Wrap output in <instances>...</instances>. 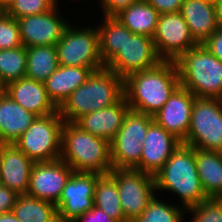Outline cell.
<instances>
[{"label": "cell", "mask_w": 222, "mask_h": 222, "mask_svg": "<svg viewBox=\"0 0 222 222\" xmlns=\"http://www.w3.org/2000/svg\"><path fill=\"white\" fill-rule=\"evenodd\" d=\"M138 0H97L102 16L115 17Z\"/></svg>", "instance_id": "e575fe53"}, {"label": "cell", "mask_w": 222, "mask_h": 222, "mask_svg": "<svg viewBox=\"0 0 222 222\" xmlns=\"http://www.w3.org/2000/svg\"><path fill=\"white\" fill-rule=\"evenodd\" d=\"M124 96V79L106 67L93 71L58 109L65 122L117 103Z\"/></svg>", "instance_id": "3957f363"}, {"label": "cell", "mask_w": 222, "mask_h": 222, "mask_svg": "<svg viewBox=\"0 0 222 222\" xmlns=\"http://www.w3.org/2000/svg\"><path fill=\"white\" fill-rule=\"evenodd\" d=\"M5 93V84L2 82L0 78V95Z\"/></svg>", "instance_id": "7bdbcfd3"}, {"label": "cell", "mask_w": 222, "mask_h": 222, "mask_svg": "<svg viewBox=\"0 0 222 222\" xmlns=\"http://www.w3.org/2000/svg\"><path fill=\"white\" fill-rule=\"evenodd\" d=\"M159 197L160 195L158 197L156 195L144 212L133 222H184L187 220L186 209L179 204H174L175 202L164 201L163 197L160 199Z\"/></svg>", "instance_id": "f546056e"}, {"label": "cell", "mask_w": 222, "mask_h": 222, "mask_svg": "<svg viewBox=\"0 0 222 222\" xmlns=\"http://www.w3.org/2000/svg\"><path fill=\"white\" fill-rule=\"evenodd\" d=\"M97 25L99 52L104 66L123 48L125 43V25L116 17L103 16Z\"/></svg>", "instance_id": "4316f807"}, {"label": "cell", "mask_w": 222, "mask_h": 222, "mask_svg": "<svg viewBox=\"0 0 222 222\" xmlns=\"http://www.w3.org/2000/svg\"><path fill=\"white\" fill-rule=\"evenodd\" d=\"M22 46L17 19L6 12L0 17V50Z\"/></svg>", "instance_id": "836d02e7"}, {"label": "cell", "mask_w": 222, "mask_h": 222, "mask_svg": "<svg viewBox=\"0 0 222 222\" xmlns=\"http://www.w3.org/2000/svg\"><path fill=\"white\" fill-rule=\"evenodd\" d=\"M125 218L133 222L156 196L155 178L135 169H112Z\"/></svg>", "instance_id": "30bf717a"}, {"label": "cell", "mask_w": 222, "mask_h": 222, "mask_svg": "<svg viewBox=\"0 0 222 222\" xmlns=\"http://www.w3.org/2000/svg\"><path fill=\"white\" fill-rule=\"evenodd\" d=\"M37 116L6 93L0 95V144H14Z\"/></svg>", "instance_id": "603a6c76"}, {"label": "cell", "mask_w": 222, "mask_h": 222, "mask_svg": "<svg viewBox=\"0 0 222 222\" xmlns=\"http://www.w3.org/2000/svg\"><path fill=\"white\" fill-rule=\"evenodd\" d=\"M159 14L179 12L184 0H146Z\"/></svg>", "instance_id": "8d00e7d4"}, {"label": "cell", "mask_w": 222, "mask_h": 222, "mask_svg": "<svg viewBox=\"0 0 222 222\" xmlns=\"http://www.w3.org/2000/svg\"><path fill=\"white\" fill-rule=\"evenodd\" d=\"M100 176L94 172H73L56 204L59 222H72L94 207L95 187Z\"/></svg>", "instance_id": "4fadbf2b"}, {"label": "cell", "mask_w": 222, "mask_h": 222, "mask_svg": "<svg viewBox=\"0 0 222 222\" xmlns=\"http://www.w3.org/2000/svg\"><path fill=\"white\" fill-rule=\"evenodd\" d=\"M153 116L129 109L122 126L110 142L113 169H135L141 160L142 143Z\"/></svg>", "instance_id": "9c48e42d"}, {"label": "cell", "mask_w": 222, "mask_h": 222, "mask_svg": "<svg viewBox=\"0 0 222 222\" xmlns=\"http://www.w3.org/2000/svg\"><path fill=\"white\" fill-rule=\"evenodd\" d=\"M17 198L18 194L15 191L0 186V214L12 211Z\"/></svg>", "instance_id": "74e56055"}, {"label": "cell", "mask_w": 222, "mask_h": 222, "mask_svg": "<svg viewBox=\"0 0 222 222\" xmlns=\"http://www.w3.org/2000/svg\"><path fill=\"white\" fill-rule=\"evenodd\" d=\"M4 12L5 10L0 6V17L3 15Z\"/></svg>", "instance_id": "f6af8a7d"}, {"label": "cell", "mask_w": 222, "mask_h": 222, "mask_svg": "<svg viewBox=\"0 0 222 222\" xmlns=\"http://www.w3.org/2000/svg\"><path fill=\"white\" fill-rule=\"evenodd\" d=\"M58 66L56 45L27 48L26 78L44 82Z\"/></svg>", "instance_id": "83f0119b"}, {"label": "cell", "mask_w": 222, "mask_h": 222, "mask_svg": "<svg viewBox=\"0 0 222 222\" xmlns=\"http://www.w3.org/2000/svg\"><path fill=\"white\" fill-rule=\"evenodd\" d=\"M152 39L159 57L164 61H176L198 45L180 12L160 14Z\"/></svg>", "instance_id": "7c38bea8"}, {"label": "cell", "mask_w": 222, "mask_h": 222, "mask_svg": "<svg viewBox=\"0 0 222 222\" xmlns=\"http://www.w3.org/2000/svg\"><path fill=\"white\" fill-rule=\"evenodd\" d=\"M180 86L175 61L162 60L155 67L124 79V96L130 109L155 115Z\"/></svg>", "instance_id": "6da1fadb"}, {"label": "cell", "mask_w": 222, "mask_h": 222, "mask_svg": "<svg viewBox=\"0 0 222 222\" xmlns=\"http://www.w3.org/2000/svg\"><path fill=\"white\" fill-rule=\"evenodd\" d=\"M179 12L198 44H203L217 30V3L184 0Z\"/></svg>", "instance_id": "44dd1931"}, {"label": "cell", "mask_w": 222, "mask_h": 222, "mask_svg": "<svg viewBox=\"0 0 222 222\" xmlns=\"http://www.w3.org/2000/svg\"><path fill=\"white\" fill-rule=\"evenodd\" d=\"M34 162L15 144H0V180L17 194H27Z\"/></svg>", "instance_id": "ac0fdd59"}, {"label": "cell", "mask_w": 222, "mask_h": 222, "mask_svg": "<svg viewBox=\"0 0 222 222\" xmlns=\"http://www.w3.org/2000/svg\"><path fill=\"white\" fill-rule=\"evenodd\" d=\"M161 61L151 37L134 34L125 26L123 48L105 67L125 79L132 73L151 69Z\"/></svg>", "instance_id": "8fae6325"}, {"label": "cell", "mask_w": 222, "mask_h": 222, "mask_svg": "<svg viewBox=\"0 0 222 222\" xmlns=\"http://www.w3.org/2000/svg\"><path fill=\"white\" fill-rule=\"evenodd\" d=\"M175 63L181 87L198 98L222 99V62L203 44L186 51Z\"/></svg>", "instance_id": "5b68a950"}, {"label": "cell", "mask_w": 222, "mask_h": 222, "mask_svg": "<svg viewBox=\"0 0 222 222\" xmlns=\"http://www.w3.org/2000/svg\"><path fill=\"white\" fill-rule=\"evenodd\" d=\"M73 172V169L61 159L34 162L27 194L56 205Z\"/></svg>", "instance_id": "9a60e30c"}, {"label": "cell", "mask_w": 222, "mask_h": 222, "mask_svg": "<svg viewBox=\"0 0 222 222\" xmlns=\"http://www.w3.org/2000/svg\"><path fill=\"white\" fill-rule=\"evenodd\" d=\"M217 29L222 31V0L217 2Z\"/></svg>", "instance_id": "60d3db41"}, {"label": "cell", "mask_w": 222, "mask_h": 222, "mask_svg": "<svg viewBox=\"0 0 222 222\" xmlns=\"http://www.w3.org/2000/svg\"><path fill=\"white\" fill-rule=\"evenodd\" d=\"M60 0H15L5 11L15 19L41 14L53 9Z\"/></svg>", "instance_id": "d6a6232c"}, {"label": "cell", "mask_w": 222, "mask_h": 222, "mask_svg": "<svg viewBox=\"0 0 222 222\" xmlns=\"http://www.w3.org/2000/svg\"><path fill=\"white\" fill-rule=\"evenodd\" d=\"M192 216L190 222H222V198H207L200 204L186 209Z\"/></svg>", "instance_id": "1f68e13d"}, {"label": "cell", "mask_w": 222, "mask_h": 222, "mask_svg": "<svg viewBox=\"0 0 222 222\" xmlns=\"http://www.w3.org/2000/svg\"><path fill=\"white\" fill-rule=\"evenodd\" d=\"M5 93L37 117L47 116L58 111V108L48 97L44 82L25 77L7 84Z\"/></svg>", "instance_id": "d6986e66"}, {"label": "cell", "mask_w": 222, "mask_h": 222, "mask_svg": "<svg viewBox=\"0 0 222 222\" xmlns=\"http://www.w3.org/2000/svg\"><path fill=\"white\" fill-rule=\"evenodd\" d=\"M60 3L44 13L17 19L23 46L28 48L56 45L61 39L64 29L70 23L67 15L65 17L60 14Z\"/></svg>", "instance_id": "5bb4252c"}, {"label": "cell", "mask_w": 222, "mask_h": 222, "mask_svg": "<svg viewBox=\"0 0 222 222\" xmlns=\"http://www.w3.org/2000/svg\"><path fill=\"white\" fill-rule=\"evenodd\" d=\"M195 96L179 86L163 107L153 115L154 121L183 142L189 131Z\"/></svg>", "instance_id": "e0dca14e"}, {"label": "cell", "mask_w": 222, "mask_h": 222, "mask_svg": "<svg viewBox=\"0 0 222 222\" xmlns=\"http://www.w3.org/2000/svg\"><path fill=\"white\" fill-rule=\"evenodd\" d=\"M203 45L222 62V31L217 29Z\"/></svg>", "instance_id": "f35d334b"}, {"label": "cell", "mask_w": 222, "mask_h": 222, "mask_svg": "<svg viewBox=\"0 0 222 222\" xmlns=\"http://www.w3.org/2000/svg\"><path fill=\"white\" fill-rule=\"evenodd\" d=\"M15 0H0V6L6 11Z\"/></svg>", "instance_id": "b9f144b4"}, {"label": "cell", "mask_w": 222, "mask_h": 222, "mask_svg": "<svg viewBox=\"0 0 222 222\" xmlns=\"http://www.w3.org/2000/svg\"><path fill=\"white\" fill-rule=\"evenodd\" d=\"M12 213L21 222H59L55 204L28 194H18Z\"/></svg>", "instance_id": "484cf974"}, {"label": "cell", "mask_w": 222, "mask_h": 222, "mask_svg": "<svg viewBox=\"0 0 222 222\" xmlns=\"http://www.w3.org/2000/svg\"><path fill=\"white\" fill-rule=\"evenodd\" d=\"M198 176L209 198L222 197V152L194 148Z\"/></svg>", "instance_id": "cb8c5ba5"}, {"label": "cell", "mask_w": 222, "mask_h": 222, "mask_svg": "<svg viewBox=\"0 0 222 222\" xmlns=\"http://www.w3.org/2000/svg\"><path fill=\"white\" fill-rule=\"evenodd\" d=\"M155 186L159 192H169L180 201L184 209L209 198L201 185L197 172L194 148L181 143L156 174ZM173 192V193H172Z\"/></svg>", "instance_id": "7a4b0ae2"}, {"label": "cell", "mask_w": 222, "mask_h": 222, "mask_svg": "<svg viewBox=\"0 0 222 222\" xmlns=\"http://www.w3.org/2000/svg\"><path fill=\"white\" fill-rule=\"evenodd\" d=\"M64 122L59 110L47 116L36 117L14 144L33 162L58 160Z\"/></svg>", "instance_id": "8992f818"}, {"label": "cell", "mask_w": 222, "mask_h": 222, "mask_svg": "<svg viewBox=\"0 0 222 222\" xmlns=\"http://www.w3.org/2000/svg\"><path fill=\"white\" fill-rule=\"evenodd\" d=\"M110 142L82 130L74 122H64L60 159L74 172L107 175L113 169Z\"/></svg>", "instance_id": "277c9868"}, {"label": "cell", "mask_w": 222, "mask_h": 222, "mask_svg": "<svg viewBox=\"0 0 222 222\" xmlns=\"http://www.w3.org/2000/svg\"><path fill=\"white\" fill-rule=\"evenodd\" d=\"M159 15V12L146 0H138L115 17L132 33L152 38L156 30Z\"/></svg>", "instance_id": "d4e9b609"}, {"label": "cell", "mask_w": 222, "mask_h": 222, "mask_svg": "<svg viewBox=\"0 0 222 222\" xmlns=\"http://www.w3.org/2000/svg\"><path fill=\"white\" fill-rule=\"evenodd\" d=\"M94 206L117 222H129L122 211L116 182L108 174L97 179Z\"/></svg>", "instance_id": "f1b7e54d"}, {"label": "cell", "mask_w": 222, "mask_h": 222, "mask_svg": "<svg viewBox=\"0 0 222 222\" xmlns=\"http://www.w3.org/2000/svg\"><path fill=\"white\" fill-rule=\"evenodd\" d=\"M75 26L70 22L56 43L59 65L92 68L94 71L104 68L97 26Z\"/></svg>", "instance_id": "52a82bcc"}, {"label": "cell", "mask_w": 222, "mask_h": 222, "mask_svg": "<svg viewBox=\"0 0 222 222\" xmlns=\"http://www.w3.org/2000/svg\"><path fill=\"white\" fill-rule=\"evenodd\" d=\"M182 143L206 151L222 152V99L195 98L189 131Z\"/></svg>", "instance_id": "ba28073f"}, {"label": "cell", "mask_w": 222, "mask_h": 222, "mask_svg": "<svg viewBox=\"0 0 222 222\" xmlns=\"http://www.w3.org/2000/svg\"><path fill=\"white\" fill-rule=\"evenodd\" d=\"M27 69V48L0 50V78L5 84L25 78Z\"/></svg>", "instance_id": "4dcf8cb0"}, {"label": "cell", "mask_w": 222, "mask_h": 222, "mask_svg": "<svg viewBox=\"0 0 222 222\" xmlns=\"http://www.w3.org/2000/svg\"><path fill=\"white\" fill-rule=\"evenodd\" d=\"M94 70L77 66H62L44 81L48 97L59 109L70 94L84 84Z\"/></svg>", "instance_id": "7402d4cb"}, {"label": "cell", "mask_w": 222, "mask_h": 222, "mask_svg": "<svg viewBox=\"0 0 222 222\" xmlns=\"http://www.w3.org/2000/svg\"><path fill=\"white\" fill-rule=\"evenodd\" d=\"M181 143L174 135L153 121L141 145V160L135 170L155 177Z\"/></svg>", "instance_id": "2e32d148"}, {"label": "cell", "mask_w": 222, "mask_h": 222, "mask_svg": "<svg viewBox=\"0 0 222 222\" xmlns=\"http://www.w3.org/2000/svg\"><path fill=\"white\" fill-rule=\"evenodd\" d=\"M199 1H204L207 3H217L219 0H199Z\"/></svg>", "instance_id": "ee69618b"}, {"label": "cell", "mask_w": 222, "mask_h": 222, "mask_svg": "<svg viewBox=\"0 0 222 222\" xmlns=\"http://www.w3.org/2000/svg\"><path fill=\"white\" fill-rule=\"evenodd\" d=\"M129 109L127 100L123 96L117 103L84 114L74 123L82 130L111 142L122 126L124 116Z\"/></svg>", "instance_id": "ffe728a7"}, {"label": "cell", "mask_w": 222, "mask_h": 222, "mask_svg": "<svg viewBox=\"0 0 222 222\" xmlns=\"http://www.w3.org/2000/svg\"><path fill=\"white\" fill-rule=\"evenodd\" d=\"M72 222H117L113 218L109 217L104 211L97 207H93L86 213L78 216Z\"/></svg>", "instance_id": "d590c367"}, {"label": "cell", "mask_w": 222, "mask_h": 222, "mask_svg": "<svg viewBox=\"0 0 222 222\" xmlns=\"http://www.w3.org/2000/svg\"><path fill=\"white\" fill-rule=\"evenodd\" d=\"M0 222H21L19 221L12 211L0 214Z\"/></svg>", "instance_id": "ab89813d"}]
</instances>
